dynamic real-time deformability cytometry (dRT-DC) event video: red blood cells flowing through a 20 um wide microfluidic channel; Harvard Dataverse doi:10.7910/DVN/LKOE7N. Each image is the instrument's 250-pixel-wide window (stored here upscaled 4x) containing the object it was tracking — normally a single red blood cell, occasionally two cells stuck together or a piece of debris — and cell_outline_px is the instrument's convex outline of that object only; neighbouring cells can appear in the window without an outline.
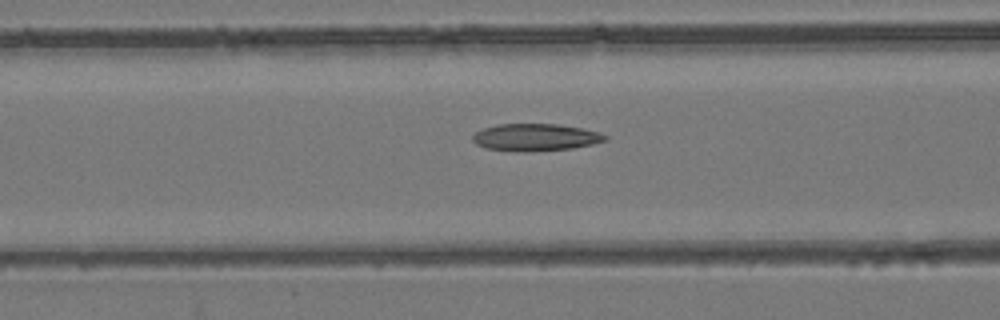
{"species": "common noctule bat (a hibernating species)", "species_latin": "Nyctalus noctula", "temperature_condition": "room temperature", "stored_images_in_passage": 55, "camera_frame_rate_fps": 3000, "um_per_image_px": 0.085, "animal": {"sex": "female", "body_mass_g": 24.6, "forearm_length_mm": 56.2}, "frame": {"image": 1, "passage_image": 23, "time_ms": 7.333, "image_size_px": [1000, 320], "cell_outline_px": [[608, 140], [592, 144], [572, 148], [524, 152], [484, 148], [476, 144], [472, 140], [472, 136], [476, 132], [484, 128], [496, 124], [560, 124], [600, 132], [608, 136]], "centroid_in_image_um": [45.51, 11.67], "position_along_channel_um": 121.1, "area_um2": 21.04}}
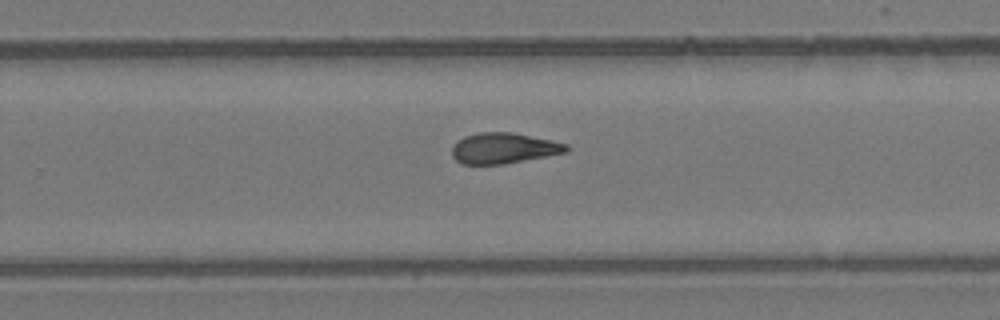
{"frame": {"image": 2, "passage_image": 36, "time_ms": 11.667, "image_size_px": [1000, 320], "cell_outline_px": [[568, 152], [504, 164], [460, 164], [452, 156], [452, 144], [464, 136], [476, 132], [512, 132], [552, 140], [568, 144]], "centroid_in_image_um": [42.79, 12.59], "position_along_channel_um": 287.0, "area_um2": 20.63}}
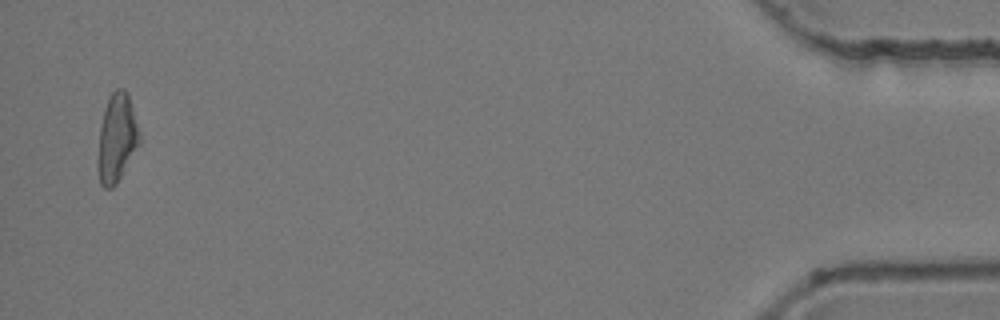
{"frame": {"image": 3, "passage_image": 54, "time_ms": 17.667, "image_size_px": [1000, 320], "cell_outline_px": [[140, 144], [116, 184], [112, 188], [104, 188], [100, 184], [100, 124], [104, 108], [108, 96], [116, 88], [124, 88], [128, 92], [140, 132]], "centroid_in_image_um": [9.97, 11.65], "position_along_channel_um": 425.2, "area_um2": 21.04}, "authors_computed_cell_mechanics": {"area_um2": 21.0392, "velocity_mm_per_s": 3.834, "shape_relaxation_time_tau1_ms": 10.1902, "shape_relaxation_time_tau2_ms": 3.1731, "deformation_change_tau1": 0.2425, "deformation_change_tau2": 0.1263}}